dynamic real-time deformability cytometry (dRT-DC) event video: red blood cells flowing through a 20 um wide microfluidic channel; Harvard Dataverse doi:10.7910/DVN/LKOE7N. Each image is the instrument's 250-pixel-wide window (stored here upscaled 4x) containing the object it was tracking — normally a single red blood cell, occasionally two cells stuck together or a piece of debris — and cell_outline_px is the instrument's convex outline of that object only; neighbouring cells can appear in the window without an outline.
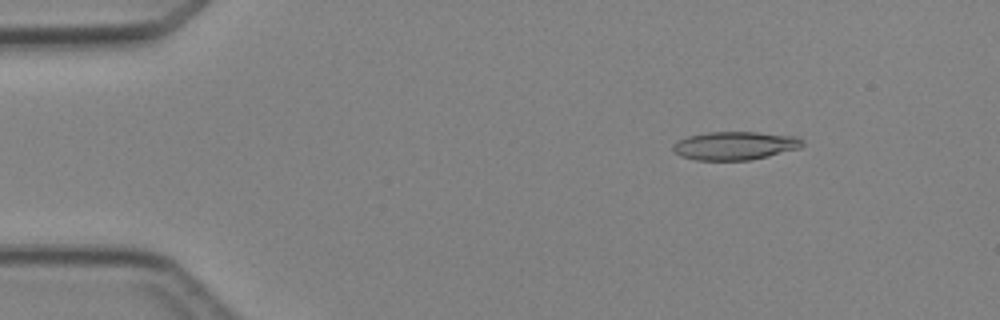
{"species": "Egyptian fruit bat (a non-hibernating species)", "species_latin": "Rousettus aegyptiacus", "temperature_condition": "cold", "stored_images_in_passage": 4, "camera_frame_rate_fps": 3000, "um_per_image_px": 0.085, "animal": {"sex": "female"}, "frame": {"image": 1, "passage_image": 2, "time_ms": 1.333, "image_size_px": [1000, 320], "cell_outline_px": [[804, 144], [800, 148], [768, 156], [748, 160], [696, 160], [680, 156], [672, 148], [672, 144], [676, 140], [688, 136], [708, 132], [756, 132], [796, 136], [804, 140]], "centroid_in_image_um": [62.46, 12.38], "position_along_channel_um": 22.5, "area_um2": 21.44}}
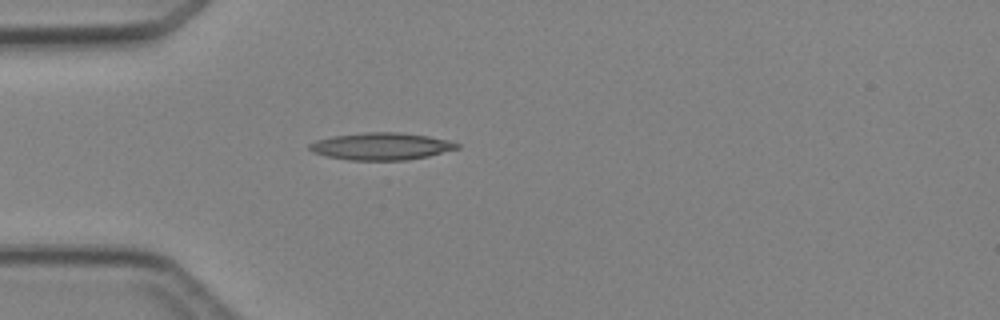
{"frame": {"image": 2, "passage_image": 4, "time_ms": 3.667, "image_size_px": [1000, 320], "cell_outline_px": [[460, 148], [428, 156], [408, 160], [352, 160], [328, 156], [312, 152], [308, 148], [308, 144], [316, 140], [332, 136], [364, 132], [400, 132], [428, 136], [448, 140], [460, 144]], "centroid_in_image_um": [32.41, 12.43], "position_along_channel_um": 52.6, "area_um2": 23.41}}